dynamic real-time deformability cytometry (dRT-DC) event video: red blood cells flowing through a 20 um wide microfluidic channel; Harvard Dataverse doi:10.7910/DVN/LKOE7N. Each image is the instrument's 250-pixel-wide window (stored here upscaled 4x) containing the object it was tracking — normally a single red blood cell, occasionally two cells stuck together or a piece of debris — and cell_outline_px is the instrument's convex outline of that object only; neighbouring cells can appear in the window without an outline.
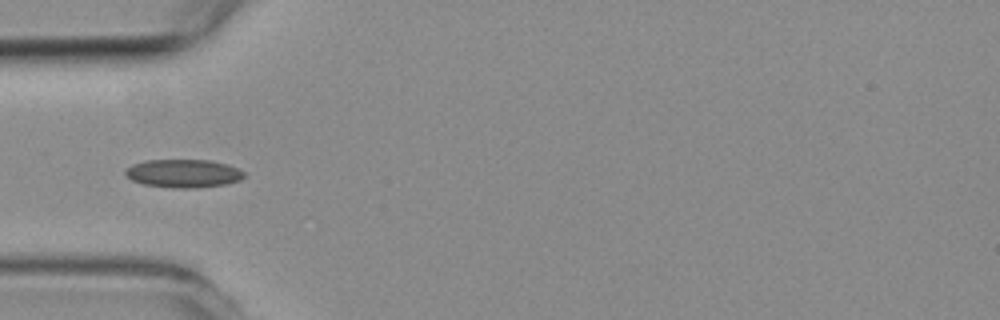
{"species": "common noctule bat (a hibernating species)", "species_latin": "Nyctalus noctula", "temperature_condition": "room temperature", "stored_images_in_passage": 4, "camera_frame_rate_fps": 3000, "um_per_image_px": 0.085, "animal": {"sex": "female", "body_mass_g": 19.3, "forearm_length_mm": 54.1}, "frame": {"image": 1, "passage_image": 3, "time_ms": 2.333, "image_size_px": [1000, 320], "cell_outline_px": [[244, 176], [240, 180], [224, 184], [196, 188], [172, 188], [144, 184], [132, 180], [124, 176], [124, 168], [132, 164], [144, 160], [212, 160], [228, 164], [244, 172]], "centroid_in_image_um": [15.54, 14.73], "position_along_channel_um": 69.5, "area_um2": 19.71}}
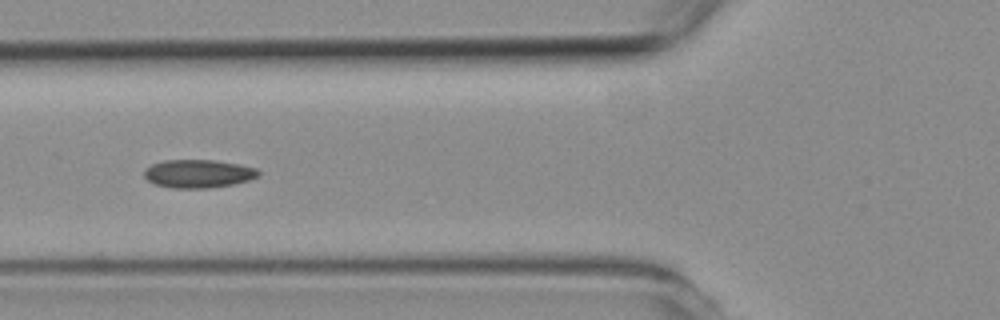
{"frame": {"image": 2, "passage_image": 4, "time_ms": 3.333, "image_size_px": [1000, 320], "cell_outline_px": [[260, 176], [236, 184], [208, 188], [172, 188], [156, 184], [148, 180], [144, 176], [144, 168], [152, 164], [164, 160], [212, 160], [240, 164], [256, 168], [260, 172]], "centroid_in_image_um": [16.87, 14.76], "position_along_channel_um": 108.9, "area_um2": 18.9}}